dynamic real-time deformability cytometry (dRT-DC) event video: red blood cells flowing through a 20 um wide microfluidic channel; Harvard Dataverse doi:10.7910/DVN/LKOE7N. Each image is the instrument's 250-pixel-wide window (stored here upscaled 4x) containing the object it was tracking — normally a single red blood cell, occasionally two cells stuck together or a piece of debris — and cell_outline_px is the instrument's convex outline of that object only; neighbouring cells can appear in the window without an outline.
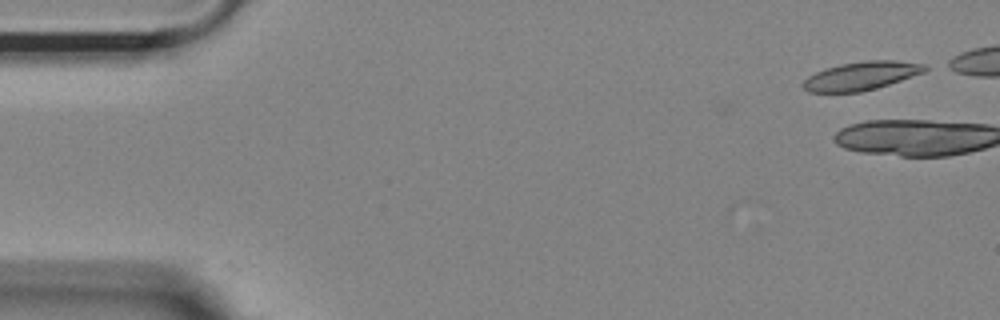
{"species": "Egyptian fruit bat (a non-hibernating species)", "species_latin": "Rousettus aegyptiacus", "temperature_condition": "room temperature", "stored_images_in_passage": 3, "camera_frame_rate_fps": 3000, "um_per_image_px": 0.085, "animal": {"sex": "female"}, "frame": {"image": 1, "passage_image": 1, "time_ms": 0.0, "image_size_px": [1000, 320], "cell_outline_px": [[932, 68], [924, 72], [876, 88], [860, 92], [808, 92], [800, 84], [808, 76], [824, 68], [840, 64], [864, 60], [896, 60], [924, 64]], "centroid_in_image_um": [73.2, 6.44], "position_along_channel_um": 11.8, "area_um2": 20.29}}